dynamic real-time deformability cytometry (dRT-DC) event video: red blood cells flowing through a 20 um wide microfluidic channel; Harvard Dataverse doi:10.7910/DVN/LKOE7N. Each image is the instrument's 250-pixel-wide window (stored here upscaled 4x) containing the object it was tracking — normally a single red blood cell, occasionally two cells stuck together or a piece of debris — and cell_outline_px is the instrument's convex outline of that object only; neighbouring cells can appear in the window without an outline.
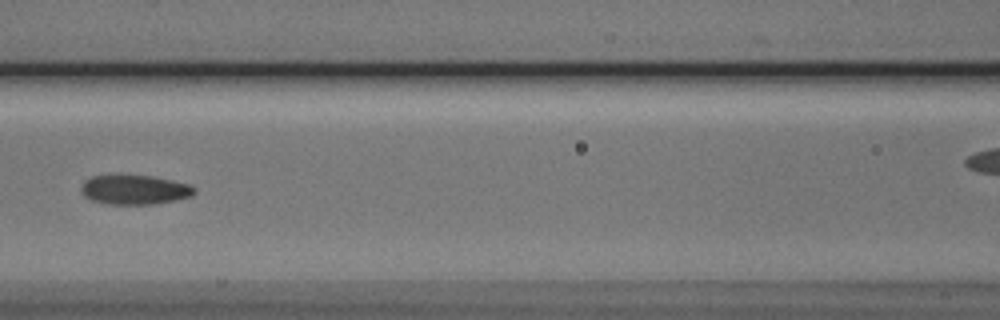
{"species": "Egyptian fruit bat (a non-hibernating species)", "species_latin": "Rousettus aegyptiacus", "temperature_condition": "cold", "stored_images_in_passage": 9, "segment_of_instrument_passage": [1, 2], "camera_frame_rate_fps": 3000, "um_per_image_px": 0.085, "animal": {"sex": "male"}, "frame": {"image": 1, "passage_image": 6, "time_ms": 6.667, "image_size_px": [1000, 320], "cell_outline_px": [[196, 192], [192, 196], [176, 200], [156, 204], [108, 204], [92, 200], [84, 196], [80, 192], [80, 188], [84, 180], [92, 176], [120, 172], [152, 176], [172, 180], [188, 184], [196, 188]], "centroid_in_image_um": [11.4, 16.08], "position_along_channel_um": 155.2, "area_um2": 20.29}}
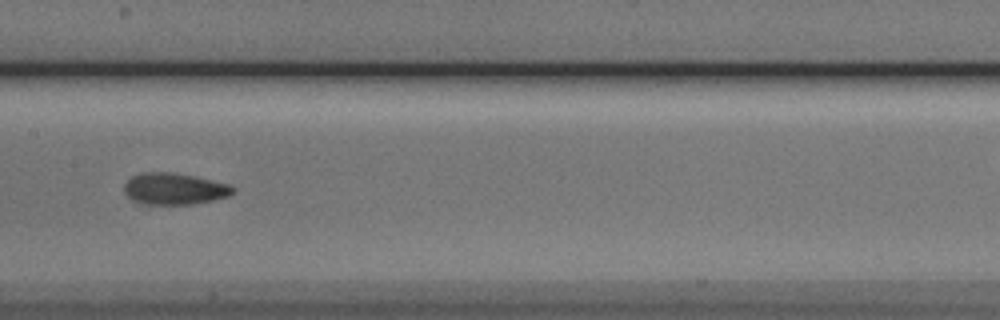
{"frame": {"image": 2, "passage_image": 7, "time_ms": 7.667, "image_size_px": [1000, 320], "cell_outline_px": [[236, 188], [228, 196], [212, 200], [192, 204], [148, 204], [132, 200], [124, 192], [124, 184], [132, 176], [144, 172], [168, 172], [192, 176], [212, 180], [228, 184]], "centroid_in_image_um": [14.8, 16.05], "position_along_channel_um": 192.6, "area_um2": 19.71}}
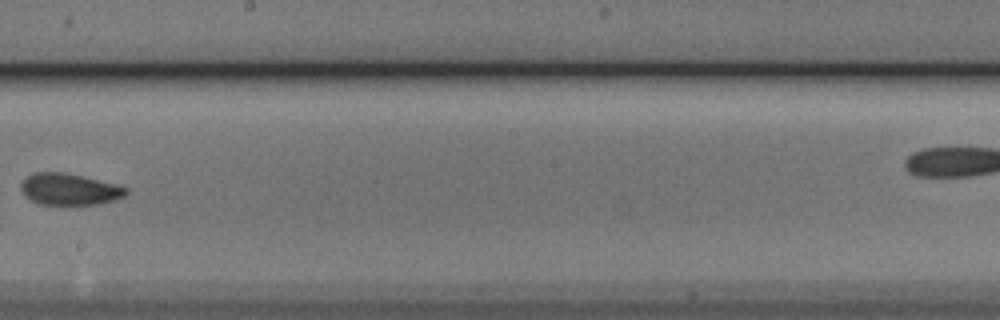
{"frame": {"image": 3, "passage_image": 8, "time_ms": 9.0, "image_size_px": [1000, 320], "cell_outline_px": [[128, 192], [124, 196], [112, 200], [96, 204], [40, 204], [24, 196], [20, 188], [20, 184], [32, 172], [64, 172], [84, 176], [116, 184], [128, 188]], "centroid_in_image_um": [5.88, 16.07], "position_along_channel_um": 242.3, "area_um2": 19.25}}